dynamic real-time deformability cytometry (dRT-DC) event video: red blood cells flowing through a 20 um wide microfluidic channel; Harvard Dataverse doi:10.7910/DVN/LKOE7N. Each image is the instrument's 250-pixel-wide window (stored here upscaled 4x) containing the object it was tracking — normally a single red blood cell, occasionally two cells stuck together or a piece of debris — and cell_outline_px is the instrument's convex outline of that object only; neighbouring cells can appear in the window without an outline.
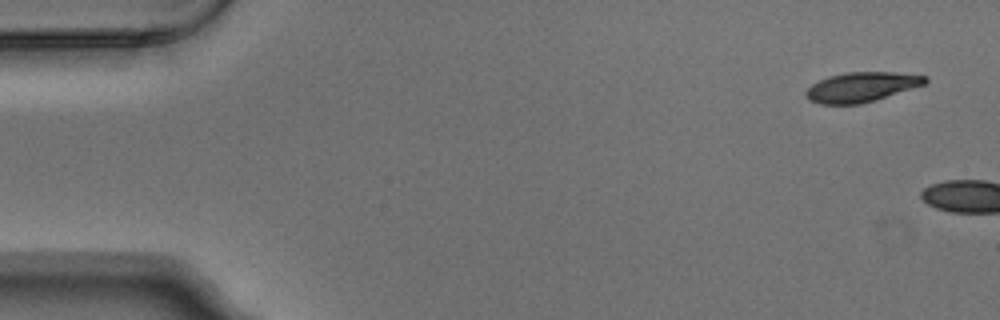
{"species": "Egyptian fruit bat (a non-hibernating species)", "species_latin": "Rousettus aegyptiacus", "temperature_condition": "warm", "stored_images_in_passage": 2, "camera_frame_rate_fps": 3000, "um_per_image_px": 0.085, "animal": {"sex": "male"}, "frame": {"image": 1, "passage_image": 1, "time_ms": 0.0, "image_size_px": [1000, 320], "cell_outline_px": [[928, 80], [924, 84], [876, 100], [860, 104], [820, 104], [808, 100], [804, 92], [812, 84], [828, 76], [848, 72], [892, 72], [928, 76]], "centroid_in_image_um": [73.2, 7.4], "position_along_channel_um": 11.8, "area_um2": 20.58}}